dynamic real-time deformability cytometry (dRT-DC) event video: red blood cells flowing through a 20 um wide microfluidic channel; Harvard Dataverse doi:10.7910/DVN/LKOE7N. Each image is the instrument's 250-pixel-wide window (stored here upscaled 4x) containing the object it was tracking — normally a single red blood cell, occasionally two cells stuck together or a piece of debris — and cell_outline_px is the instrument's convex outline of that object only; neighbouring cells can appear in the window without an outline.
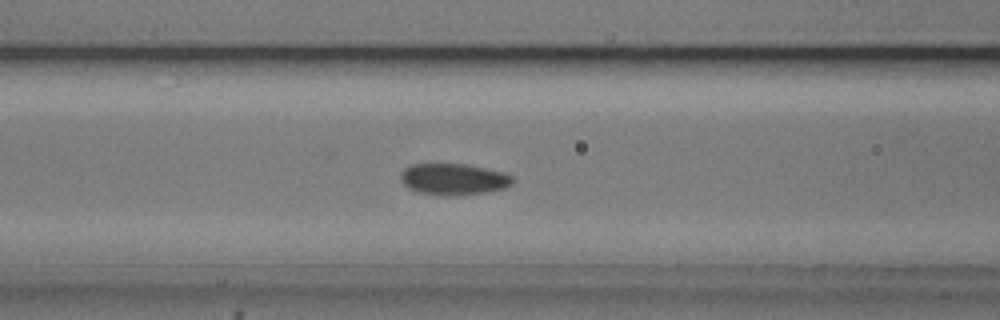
{"species": "common noctule bat (a hibernating species)", "species_latin": "Nyctalus noctula", "temperature_condition": "cold", "stored_images_in_passage": 33, "camera_frame_rate_fps": 3000, "um_per_image_px": 0.085, "animal": {"sex": "male", "body_mass_g": 20.5, "forearm_length_mm": 52.5}, "frame": {"image": 1, "passage_image": 13, "time_ms": 4.0, "image_size_px": [1000, 320], "cell_outline_px": [[516, 180], [508, 188], [484, 192], [448, 196], [444, 196], [420, 192], [408, 188], [400, 180], [400, 172], [404, 168], [412, 164], [464, 164], [504, 172], [512, 176]], "centroid_in_image_um": [38.56, 15.23], "position_along_channel_um": 128.0, "area_um2": 20.58}}
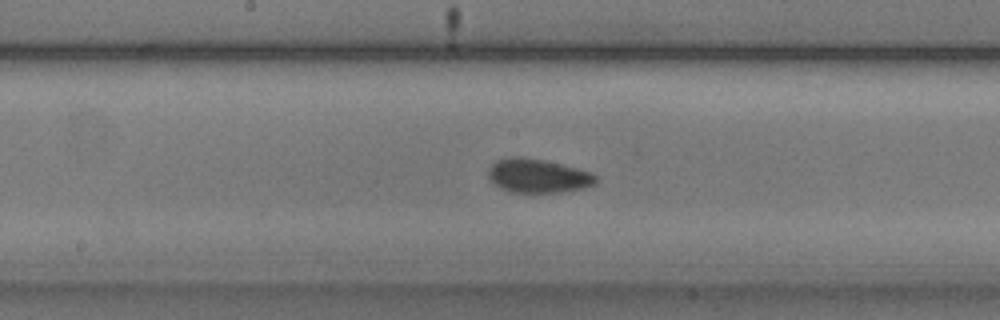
{"frame": {"image": 2, "passage_image": 19, "time_ms": 6.0, "image_size_px": [1000, 320], "cell_outline_px": [[600, 180], [596, 184], [584, 188], [560, 192], [508, 192], [500, 188], [488, 176], [488, 172], [492, 164], [496, 160], [512, 156], [516, 156], [544, 160], [592, 172]], "centroid_in_image_um": [45.76, 14.95], "position_along_channel_um": 202.4, "area_um2": 21.21}}
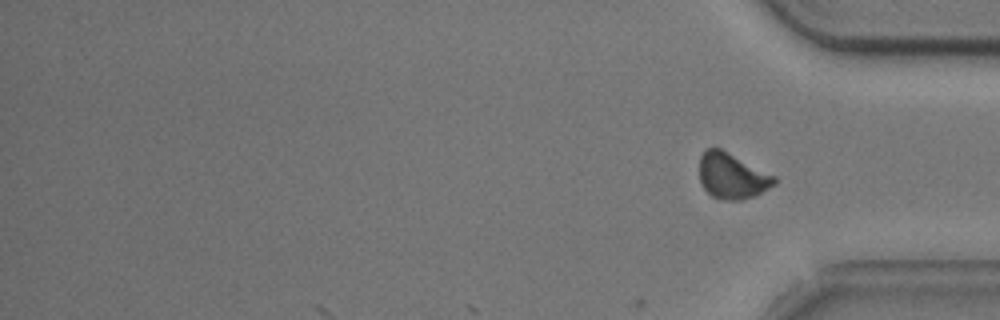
{"frame": {"image": 3, "passage_image": 33, "time_ms": 10.667, "image_size_px": [1000, 320], "cell_outline_px": [[776, 184], [752, 196], [740, 200], [728, 200], [712, 196], [700, 184], [700, 156], [708, 148], [720, 148], [776, 176]], "centroid_in_image_um": [62.22, 14.95], "position_along_channel_um": 373.0, "area_um2": 19.65}}